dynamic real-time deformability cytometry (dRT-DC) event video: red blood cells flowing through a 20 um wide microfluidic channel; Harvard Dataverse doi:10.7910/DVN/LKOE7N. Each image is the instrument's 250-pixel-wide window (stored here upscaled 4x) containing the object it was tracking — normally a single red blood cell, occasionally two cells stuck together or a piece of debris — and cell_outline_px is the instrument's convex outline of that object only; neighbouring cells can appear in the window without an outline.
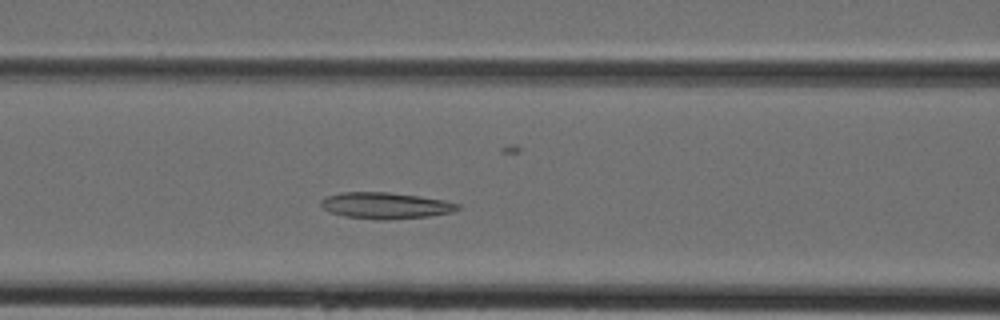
{"species": "Egyptian fruit bat (a non-hibernating species)", "species_latin": "Rousettus aegyptiacus", "temperature_condition": "cold", "stored_images_in_passage": 34, "camera_frame_rate_fps": 3000, "um_per_image_px": 0.085, "animal": {"sex": "female"}, "frame": {"image": 1, "passage_image": 7, "time_ms": 2.0, "image_size_px": [1000, 320], "cell_outline_px": [[460, 208], [452, 212], [428, 216], [388, 220], [376, 220], [344, 216], [328, 212], [320, 204], [320, 200], [328, 196], [340, 192], [388, 192], [420, 196], [444, 200], [460, 204]], "centroid_in_image_um": [32.75, 17.47], "position_along_channel_um": 133.8, "area_um2": 21.1}}
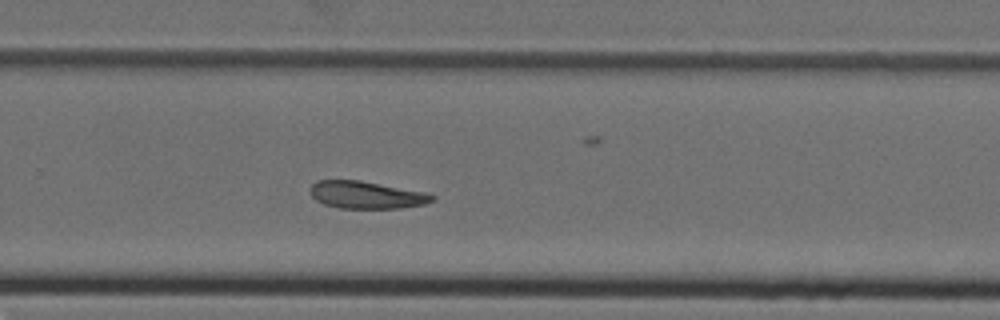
{"frame": {"image": 2, "passage_image": 18, "time_ms": 5.667, "image_size_px": [1000, 320], "cell_outline_px": [[436, 200], [424, 204], [400, 208], [336, 208], [324, 204], [316, 200], [312, 196], [312, 184], [316, 180], [360, 180], [420, 192], [436, 196]], "centroid_in_image_um": [31.11, 16.58], "position_along_channel_um": 298.7, "area_um2": 19.13}}
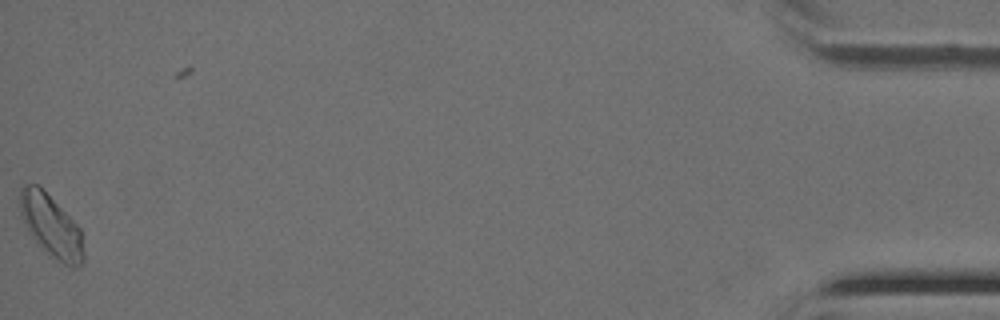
{"frame": {"image": 3, "passage_image": 33, "time_ms": 10.667, "image_size_px": [1000, 320], "cell_outline_px": [[84, 260], [76, 268], [72, 268], [48, 256], [40, 248], [28, 232], [20, 212], [20, 188], [24, 184], [40, 184], [80, 228], [84, 252]], "centroid_in_image_um": [4.34, 19.22], "position_along_channel_um": 430.9, "area_um2": 23.52}}